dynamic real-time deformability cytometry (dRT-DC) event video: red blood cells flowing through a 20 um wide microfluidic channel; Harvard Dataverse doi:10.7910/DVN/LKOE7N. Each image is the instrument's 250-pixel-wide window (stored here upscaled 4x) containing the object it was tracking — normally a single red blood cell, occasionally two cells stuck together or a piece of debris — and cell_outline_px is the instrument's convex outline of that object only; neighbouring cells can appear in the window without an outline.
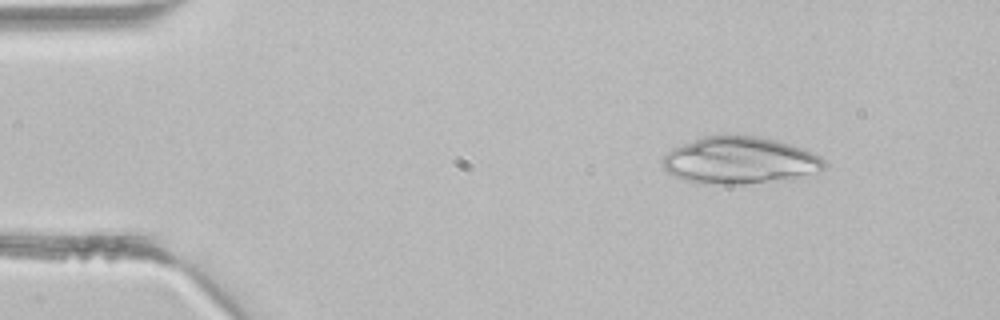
{"species": "common noctule bat (a hibernating species)", "species_latin": "Nyctalus noctula", "temperature_condition": "room temperature", "stored_images_in_passage": 3, "camera_frame_rate_fps": 3000, "um_per_image_px": 0.085, "animal": {"sex": "male", "body_mass_g": 21.5, "forearm_length_mm": 52.0}, "frame": {"image": 1, "passage_image": 1, "time_ms": 0.0, "image_size_px": [1000, 320], "cell_outline_px": [[828, 164], [820, 172], [796, 176], [744, 184], [704, 184], [684, 180], [668, 172], [660, 164], [660, 160], [672, 148], [704, 136], [756, 136], [776, 140], [800, 148], [820, 156]], "centroid_in_image_um": [62.82, 13.64], "position_along_channel_um": 22.2, "area_um2": 43.64}}